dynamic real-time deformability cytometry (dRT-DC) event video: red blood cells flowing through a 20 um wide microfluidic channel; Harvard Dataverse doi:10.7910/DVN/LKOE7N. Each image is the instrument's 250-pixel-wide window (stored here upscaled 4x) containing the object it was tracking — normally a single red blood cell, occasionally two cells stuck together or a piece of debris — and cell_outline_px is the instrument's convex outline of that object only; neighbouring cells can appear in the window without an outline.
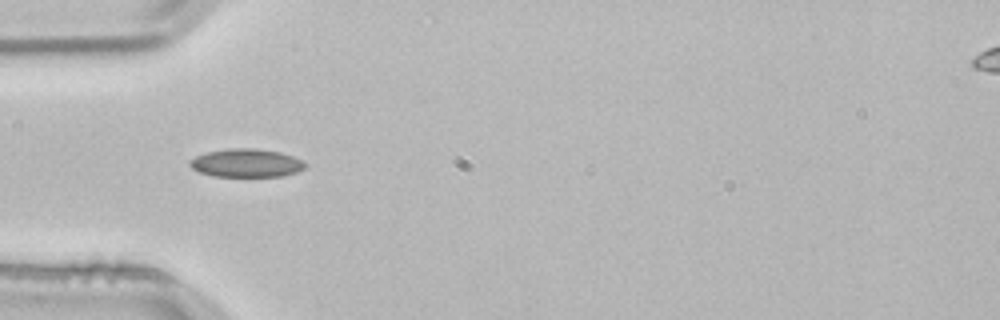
{"species": "common noctule bat (a hibernating species)", "species_latin": "Nyctalus noctula", "temperature_condition": "room temperature", "stored_images_in_passage": 4, "camera_frame_rate_fps": 3000, "um_per_image_px": 0.085, "animal": {"sex": "male", "body_mass_g": 21.5, "forearm_length_mm": 52.0}, "frame": {"image": 1, "passage_image": 4, "time_ms": 1.0, "image_size_px": [1000, 320], "cell_outline_px": [[308, 164], [304, 168], [296, 172], [280, 176], [212, 176], [200, 172], [192, 168], [188, 164], [188, 160], [196, 156], [208, 152], [228, 148], [256, 148], [280, 152], [304, 160]], "centroid_in_image_um": [20.94, 13.85], "position_along_channel_um": 64.1, "area_um2": 19.07}}